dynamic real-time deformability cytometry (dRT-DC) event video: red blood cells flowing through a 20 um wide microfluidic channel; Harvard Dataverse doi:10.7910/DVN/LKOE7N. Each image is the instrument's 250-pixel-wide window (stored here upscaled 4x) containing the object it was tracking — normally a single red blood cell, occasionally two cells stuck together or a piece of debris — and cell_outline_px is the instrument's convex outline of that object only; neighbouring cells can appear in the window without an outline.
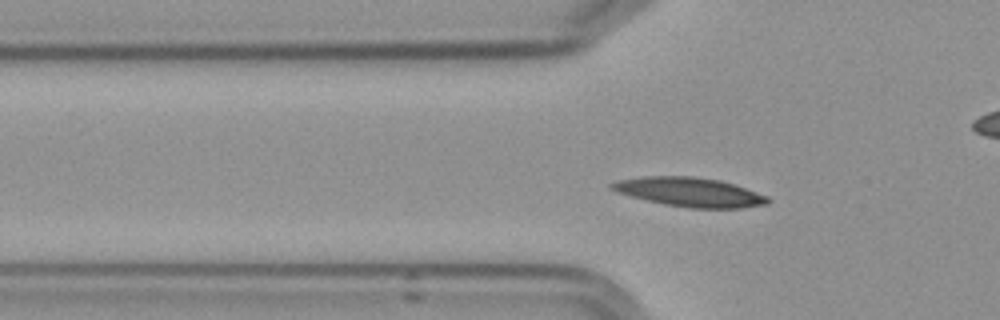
{"species": "Egyptian fruit bat (a non-hibernating species)", "species_latin": "Rousettus aegyptiacus", "temperature_condition": "cold", "stored_images_in_passage": 49, "camera_frame_rate_fps": 3000, "um_per_image_px": 0.085, "frame": {"image": 1, "passage_image": 10, "time_ms": 3.0, "image_size_px": [1000, 320], "cell_outline_px": [[772, 200], [768, 204], [744, 208], [688, 208], [664, 204], [616, 192], [608, 188], [608, 184], [620, 180], [644, 176], [692, 176], [720, 180], [768, 196]], "centroid_in_image_um": [58.63, 16.33], "position_along_channel_um": 67.2, "area_um2": 26.47}}
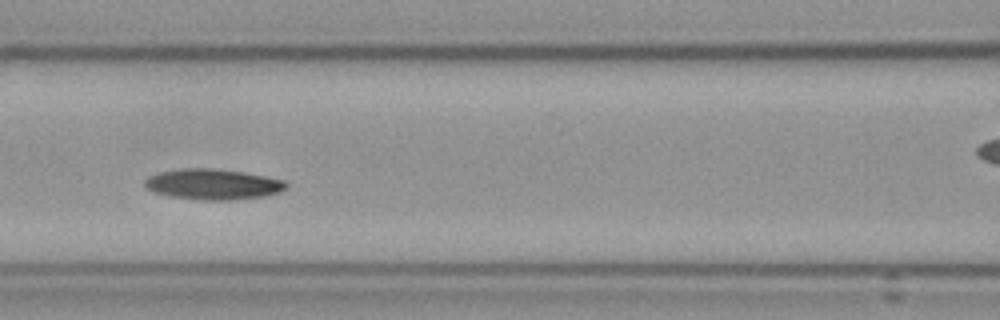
{"frame": {"image": 2, "passage_image": 17, "time_ms": 5.333, "image_size_px": [1000, 320], "cell_outline_px": [[288, 188], [280, 192], [264, 196], [232, 200], [200, 200], [168, 196], [152, 192], [144, 188], [144, 180], [148, 176], [160, 172], [180, 168], [212, 168], [244, 172], [284, 180], [288, 184]], "centroid_in_image_um": [18.07, 15.66], "position_along_channel_um": 148.5, "area_um2": 25.55}}
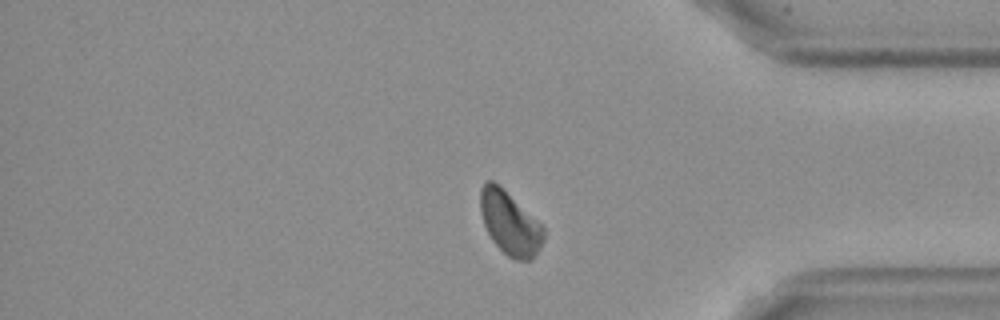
{"frame": {"image": 3, "passage_image": 39, "time_ms": 12.667, "image_size_px": [1000, 320], "cell_outline_px": [[544, 240], [536, 256], [532, 260], [516, 260], [508, 256], [492, 240], [484, 224], [480, 212], [480, 188], [488, 180], [492, 180], [540, 224], [544, 228]], "centroid_in_image_um": [43.33, 19.02], "position_along_channel_um": 391.9, "area_um2": 22.72}, "authors_computed_cell_mechanics": {"area_um2": 24.3338, "velocity_mm_per_s": 3.5512, "shape_relaxation_time_tau1_ms": 4.5748, "shape_relaxation_time_tau2_ms": null, "deformation_change_tau1": 0.1163, "deformation_change_tau2": null}}